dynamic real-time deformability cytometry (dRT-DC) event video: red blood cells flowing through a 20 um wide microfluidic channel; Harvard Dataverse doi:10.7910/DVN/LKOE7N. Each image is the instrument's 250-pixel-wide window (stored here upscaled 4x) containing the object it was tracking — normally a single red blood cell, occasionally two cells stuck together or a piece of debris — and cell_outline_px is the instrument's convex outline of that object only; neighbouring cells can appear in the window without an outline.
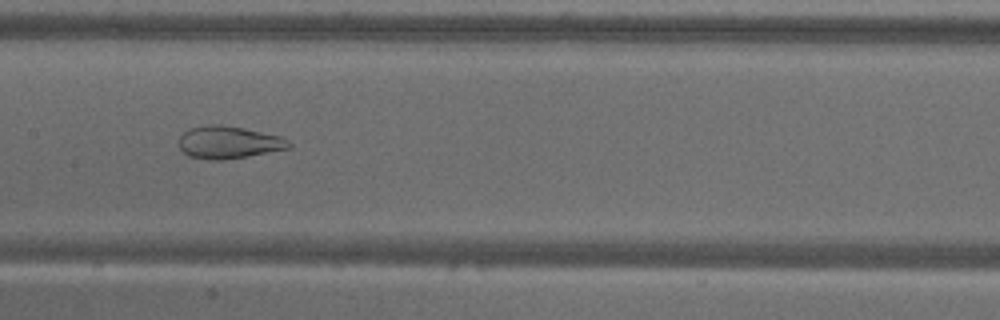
{"species": "common noctule bat (a hibernating species)", "species_latin": "Nyctalus noctula", "temperature_condition": "warm", "stored_images_in_passage": 53, "camera_frame_rate_fps": 3000, "um_per_image_px": 0.085, "animal": {"sex": "male", "body_mass_g": 18.8}, "frame": {"image": 1, "passage_image": 26, "time_ms": 8.333, "image_size_px": [1000, 320], "cell_outline_px": [[292, 144], [288, 148], [248, 156], [224, 160], [212, 160], [188, 156], [180, 148], [180, 136], [188, 128], [208, 124], [220, 124], [244, 128], [280, 136], [288, 140]], "centroid_in_image_um": [19.41, 12.09], "position_along_channel_um": 188.0, "area_um2": 20.75}}
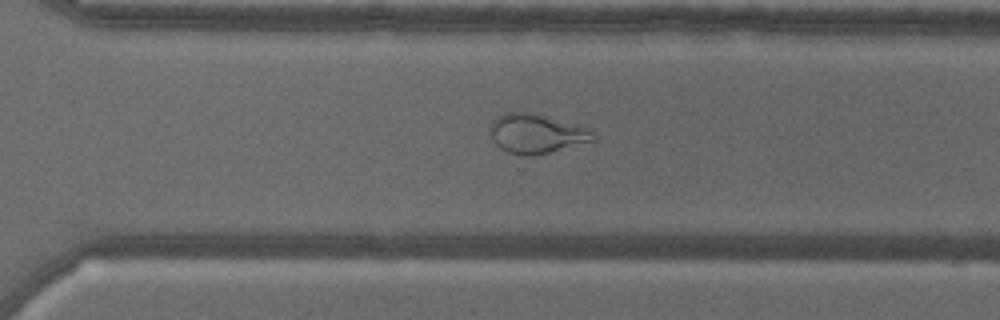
{"frame": {"image": 2, "passage_image": 37, "time_ms": 12.0, "image_size_px": [1000, 320], "cell_outline_px": [[596, 140], [532, 156], [524, 156], [508, 152], [500, 148], [496, 144], [488, 132], [488, 124], [496, 116], [508, 112], [528, 112], [580, 124], [588, 128], [596, 136]], "centroid_in_image_um": [45.56, 11.34], "position_along_channel_um": 325.0, "area_um2": 23.87}}
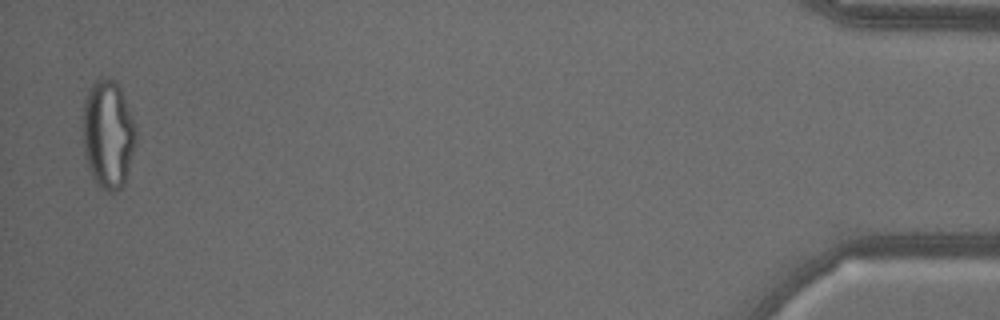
{"frame": {"image": 3, "passage_image": 52, "time_ms": 17.0, "image_size_px": [1000, 320], "cell_outline_px": [[136, 140], [124, 184], [120, 188], [112, 192], [108, 192], [100, 188], [92, 176], [88, 168], [84, 156], [84, 104], [88, 88], [96, 80], [104, 76], [112, 76], [120, 84], [136, 128]], "centroid_in_image_um": [9.19, 11.36], "position_along_channel_um": 426.0, "area_um2": 33.7}, "authors_computed_cell_mechanics": {"area_um2": 29.6514, "velocity_mm_per_s": 3.7554, "shape_relaxation_time_tau1_ms": null, "shape_relaxation_time_tau2_ms": 1.3296, "deformation_change_tau1": null, "deformation_change_tau2": 0.0862}}